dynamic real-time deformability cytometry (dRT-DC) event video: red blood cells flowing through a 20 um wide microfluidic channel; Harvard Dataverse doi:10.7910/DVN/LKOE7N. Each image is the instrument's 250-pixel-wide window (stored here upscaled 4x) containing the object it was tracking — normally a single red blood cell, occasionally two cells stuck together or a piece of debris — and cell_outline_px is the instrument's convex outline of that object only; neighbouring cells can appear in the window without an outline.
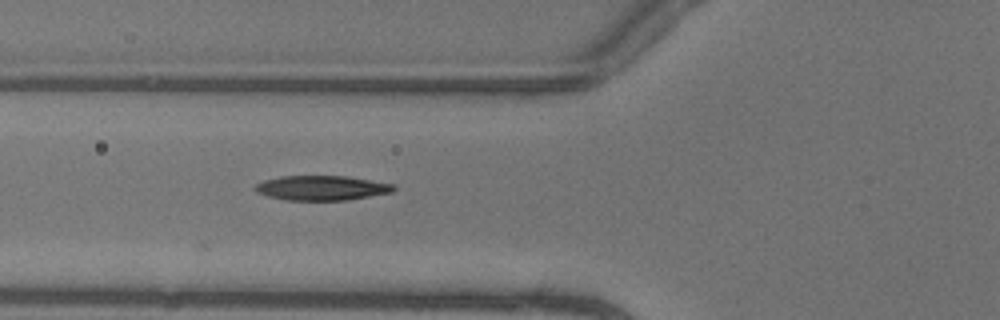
{"species": "common noctule bat (a hibernating species)", "species_latin": "Nyctalus noctula", "temperature_condition": "warm", "stored_images_in_passage": 19, "camera_frame_rate_fps": 3000, "um_per_image_px": 0.085, "animal": {"sex": "female"}, "frame": {"image": 1, "passage_image": 4, "time_ms": 1.0, "image_size_px": [1000, 320], "cell_outline_px": [[396, 188], [392, 192], [348, 200], [284, 200], [268, 196], [256, 192], [252, 188], [256, 184], [264, 180], [280, 176], [348, 176], [392, 184]], "centroid_in_image_um": [27.3, 15.97], "position_along_channel_um": 98.5, "area_um2": 19.94}}
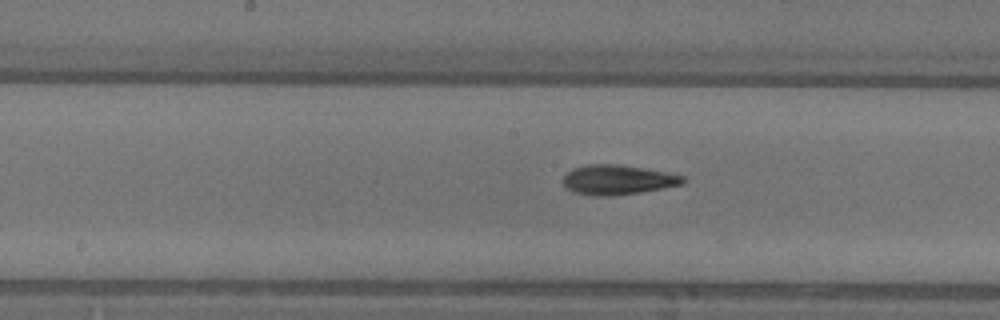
{"frame": {"image": 2, "passage_image": 11, "time_ms": 3.333, "image_size_px": [1000, 320], "cell_outline_px": [[684, 184], [612, 196], [592, 196], [572, 192], [564, 184], [564, 176], [572, 168], [584, 164], [616, 164], [664, 172], [684, 176]], "centroid_in_image_um": [52.44, 15.28], "position_along_channel_um": 195.8, "area_um2": 20.4}}
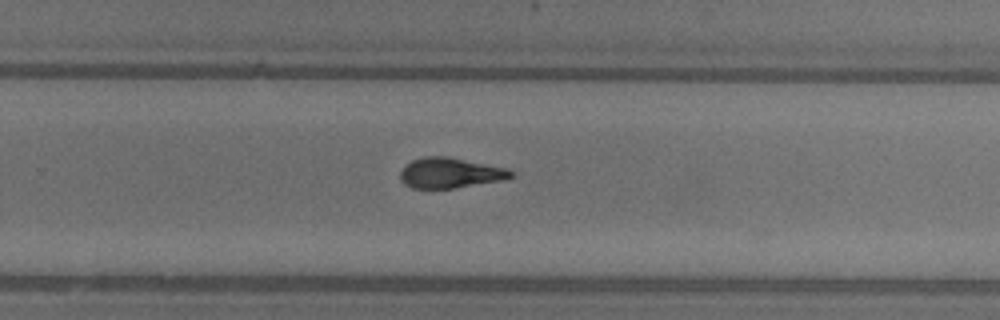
{"frame": {"image": 3, "passage_image": 18, "time_ms": 5.667, "image_size_px": [1000, 320], "cell_outline_px": [[512, 176], [504, 180], [456, 188], [412, 188], [404, 184], [400, 180], [400, 172], [404, 164], [412, 160], [424, 156], [448, 156], [508, 168], [512, 172]], "centroid_in_image_um": [38.24, 14.69], "position_along_channel_um": 291.6, "area_um2": 19.77}}